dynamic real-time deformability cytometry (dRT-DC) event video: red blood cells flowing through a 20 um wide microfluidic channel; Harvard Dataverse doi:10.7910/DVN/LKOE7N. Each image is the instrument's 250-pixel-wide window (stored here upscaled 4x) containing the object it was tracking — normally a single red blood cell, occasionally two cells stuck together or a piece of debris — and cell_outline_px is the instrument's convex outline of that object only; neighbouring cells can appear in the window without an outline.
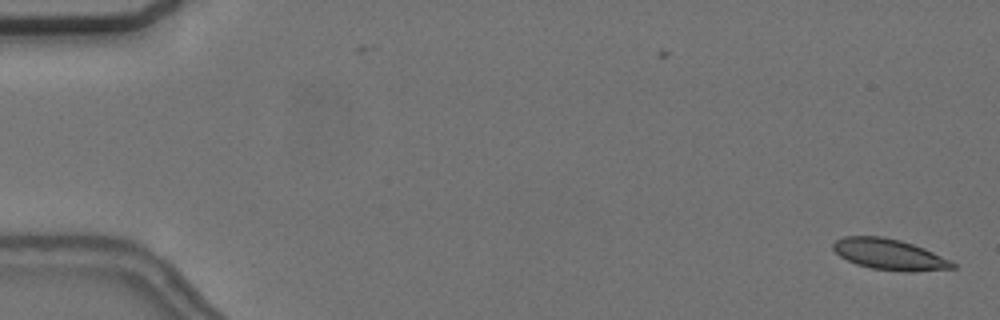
{"species": "common noctule bat (a hibernating species)", "species_latin": "Nyctalus noctula", "temperature_condition": "cold", "stored_images_in_passage": 56, "camera_frame_rate_fps": 3000, "um_per_image_px": 0.085, "animal": {"sex": "female", "body_mass_g": 24.6, "forearm_length_mm": 56.2}, "frame": {"image": 1, "passage_image": 1, "time_ms": 0.0, "image_size_px": [1000, 320], "cell_outline_px": [[956, 268], [912, 272], [904, 272], [872, 268], [856, 264], [840, 256], [832, 248], [832, 244], [836, 240], [844, 236], [884, 236], [900, 240], [924, 248], [956, 264]], "centroid_in_image_um": [75.57, 21.62], "position_along_channel_um": 9.4, "area_um2": 21.39}}
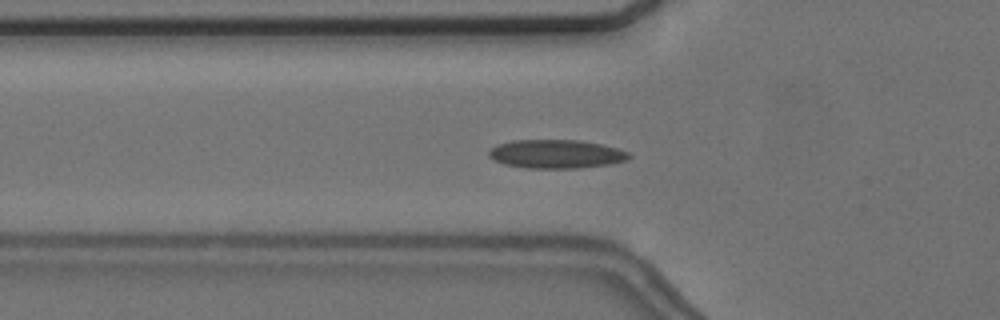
{"frame": {"image": 2, "passage_image": 19, "time_ms": 6.0, "image_size_px": [1000, 320], "cell_outline_px": [[632, 156], [628, 160], [612, 164], [580, 168], [524, 168], [504, 164], [492, 160], [488, 156], [488, 152], [496, 144], [512, 140], [580, 140], [600, 144], [616, 148], [628, 152]], "centroid_in_image_um": [47.26, 13.09], "position_along_channel_um": 78.5, "area_um2": 23.64}}
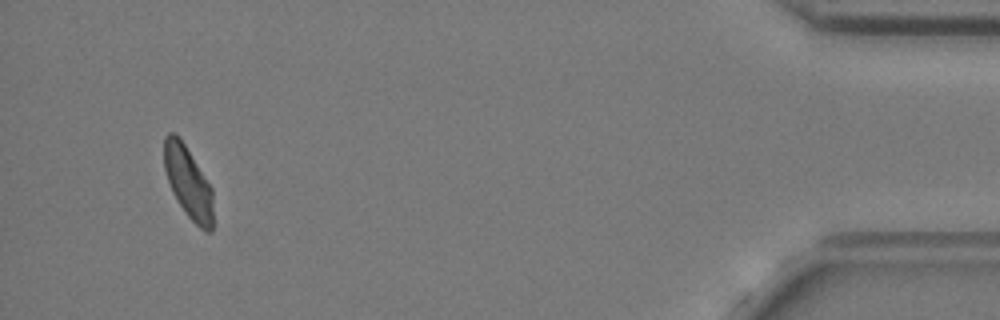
{"frame": {"image": 3, "passage_image": 53, "time_ms": 17.333, "image_size_px": [1000, 320], "cell_outline_px": [[212, 232], [204, 232], [184, 212], [176, 200], [172, 192], [164, 168], [164, 136], [168, 132], [176, 132], [180, 136], [212, 188]], "centroid_in_image_um": [15.97, 15.47], "position_along_channel_um": 419.2, "area_um2": 20.63}, "authors_computed_cell_mechanics": {"area_um2": 22.0218, "velocity_mm_per_s": 3.6526, "shape_relaxation_time_tau1_ms": 5.5033, "shape_relaxation_time_tau2_ms": 2.2595, "deformation_change_tau1": 0.1133, "deformation_change_tau2": 0.0824}}